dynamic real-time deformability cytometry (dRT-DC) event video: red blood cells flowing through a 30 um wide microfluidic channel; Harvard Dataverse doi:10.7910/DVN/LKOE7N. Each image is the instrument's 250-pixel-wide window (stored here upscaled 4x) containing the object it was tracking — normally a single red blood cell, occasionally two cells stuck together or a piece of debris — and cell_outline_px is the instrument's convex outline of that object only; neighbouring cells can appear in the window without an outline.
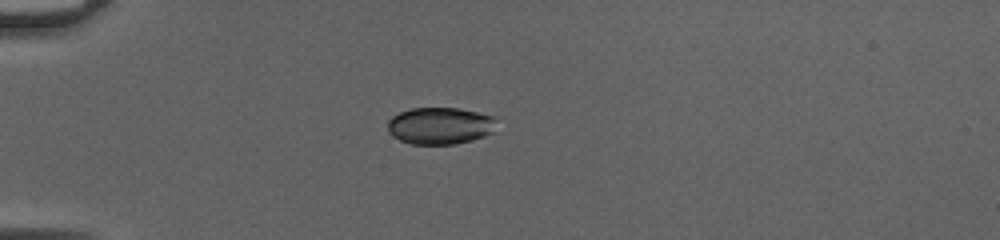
{"species": "common noctule bat (a hibernating species)", "species_latin": "Nyctalus noctula", "temperature_condition": "cold", "stored_images_in_passage": 37, "camera_frame_rate_fps": 3000, "um_per_image_px": 0.085, "animal": {"sex": "female", "body_mass_g": 20.0, "forearm_length_mm": 54.0}, "frame": {"image": 1, "passage_image": 1, "time_ms": 0.0, "image_size_px": [1000, 240], "cell_outline_px": [[492, 132], [484, 136], [472, 140], [456, 144], [412, 144], [400, 140], [392, 136], [388, 132], [388, 120], [392, 116], [400, 112], [412, 108], [460, 108], [492, 116]], "centroid_in_image_um": [37.33, 10.69], "position_along_channel_um": 47.7, "area_um2": 23.18}}
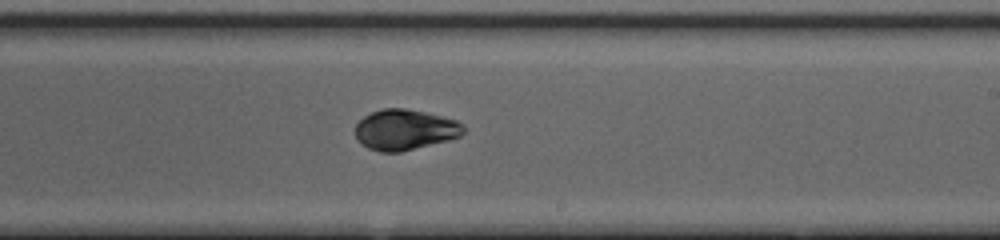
{"frame": {"image": 2, "passage_image": 18, "time_ms": 5.667, "image_size_px": [1000, 240], "cell_outline_px": [[464, 132], [460, 136], [448, 140], [400, 152], [380, 152], [368, 148], [356, 136], [356, 124], [364, 116], [372, 112], [384, 108], [404, 108], [424, 112], [456, 120], [464, 128]], "centroid_in_image_um": [34.41, 11.02], "position_along_channel_um": 254.6, "area_um2": 25.2}}
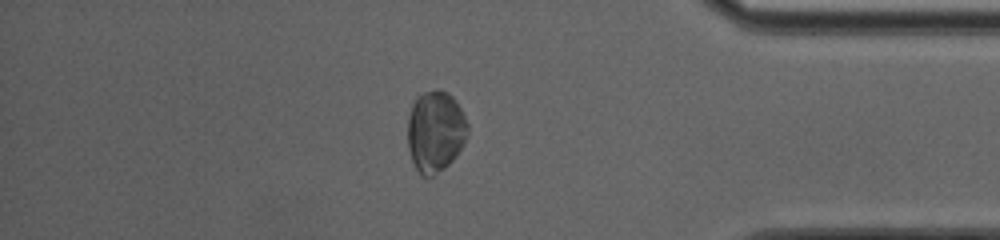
{"frame": {"image": 3, "passage_image": 30, "time_ms": 9.667, "image_size_px": [1000, 240], "cell_outline_px": [[468, 132], [464, 144], [456, 156], [444, 168], [432, 176], [420, 176], [412, 160], [408, 148], [408, 116], [412, 104], [416, 96], [424, 92], [436, 88], [440, 88], [448, 92], [456, 100], [468, 124]], "centroid_in_image_um": [37.0, 11.14], "position_along_channel_um": 398.2, "area_um2": 28.73}, "authors_computed_cell_mechanics": {"area_um2": 26.01, "velocity_mm_per_s": 4.1587, "shape_relaxation_time_tau1_ms": 3.2883, "shape_relaxation_time_tau2_ms": 0.9736, "deformation_change_tau1": 0.073, "deformation_change_tau2": 0.0325}}